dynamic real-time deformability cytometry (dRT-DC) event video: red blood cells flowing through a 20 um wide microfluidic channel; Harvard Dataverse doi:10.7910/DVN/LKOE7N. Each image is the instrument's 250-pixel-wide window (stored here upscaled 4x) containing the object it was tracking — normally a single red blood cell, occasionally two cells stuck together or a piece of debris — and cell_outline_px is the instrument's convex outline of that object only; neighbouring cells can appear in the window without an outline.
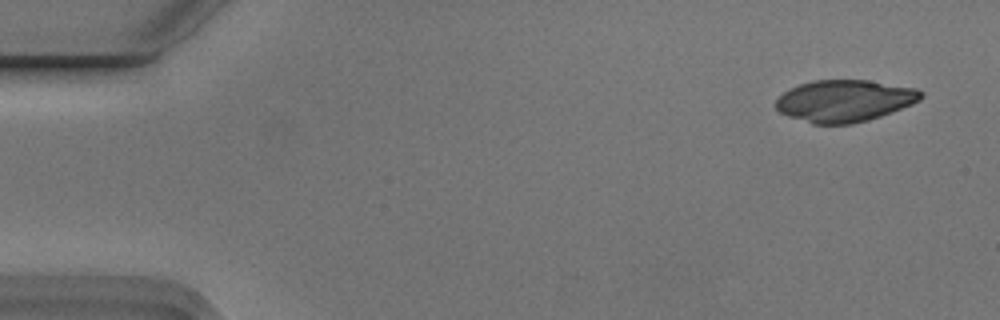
{"species": "Egyptian fruit bat (a non-hibernating species)", "species_latin": "Rousettus aegyptiacus", "temperature_condition": "cold", "stored_images_in_passage": 5, "camera_frame_rate_fps": 3000, "um_per_image_px": 0.085, "animal": {"sex": "male"}, "frame": {"image": 1, "passage_image": 1, "time_ms": 0.0, "image_size_px": [1000, 320], "cell_outline_px": [[924, 96], [920, 100], [912, 104], [892, 112], [868, 120], [852, 124], [812, 124], [788, 116], [780, 112], [776, 108], [776, 100], [784, 92], [800, 84], [812, 80], [868, 80], [916, 88], [924, 92]], "centroid_in_image_um": [71.81, 8.57], "position_along_channel_um": 13.2, "area_um2": 35.43}}